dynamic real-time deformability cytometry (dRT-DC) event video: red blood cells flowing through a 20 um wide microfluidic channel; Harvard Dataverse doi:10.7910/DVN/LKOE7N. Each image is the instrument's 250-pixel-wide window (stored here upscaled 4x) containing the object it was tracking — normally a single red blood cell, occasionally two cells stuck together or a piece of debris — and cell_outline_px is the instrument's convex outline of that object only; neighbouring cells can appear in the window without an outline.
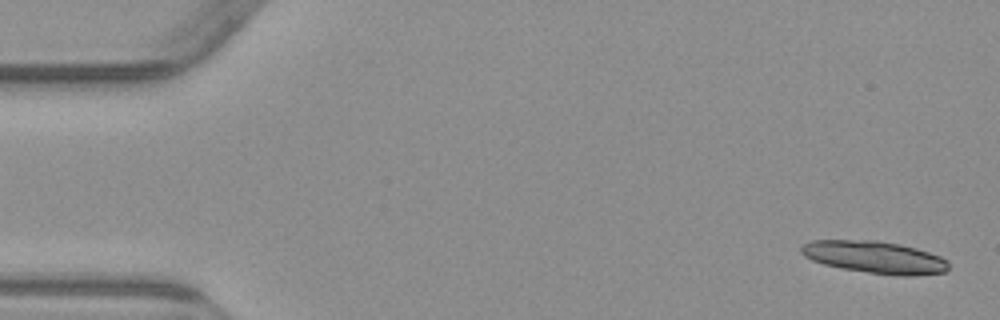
{"species": "common noctule bat (a hibernating species)", "species_latin": "Nyctalus noctula", "temperature_condition": "warm", "stored_images_in_passage": 8, "camera_frame_rate_fps": 3000, "um_per_image_px": 0.085, "animal": {"sex": "male", "body_mass_g": 23.1, "forearm_length_mm": 52.7}, "frame": {"image": 1, "passage_image": 1, "time_ms": 0.0, "image_size_px": [1000, 320], "cell_outline_px": [[948, 268], [944, 272], [916, 276], [900, 276], [868, 272], [840, 268], [824, 264], [812, 260], [804, 256], [800, 252], [800, 248], [804, 244], [812, 240], [876, 240], [900, 244], [916, 248], [940, 256], [948, 260]], "centroid_in_image_um": [74.35, 21.86], "position_along_channel_um": 10.6, "area_um2": 27.74}}
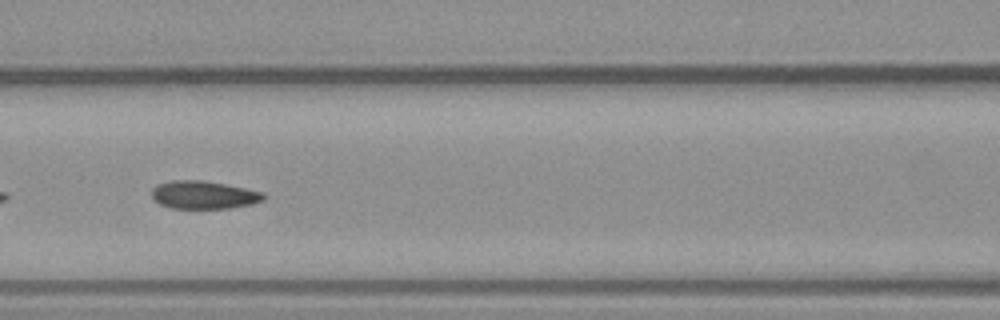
{"frame": {"image": 2, "passage_image": 7, "time_ms": 7.333, "image_size_px": [1000, 320], "cell_outline_px": [[268, 196], [264, 200], [252, 204], [228, 208], [172, 208], [160, 204], [152, 196], [152, 188], [156, 184], [172, 180], [200, 180], [224, 184], [264, 192]], "centroid_in_image_um": [17.34, 16.56], "position_along_channel_um": 149.3, "area_um2": 18.21}}
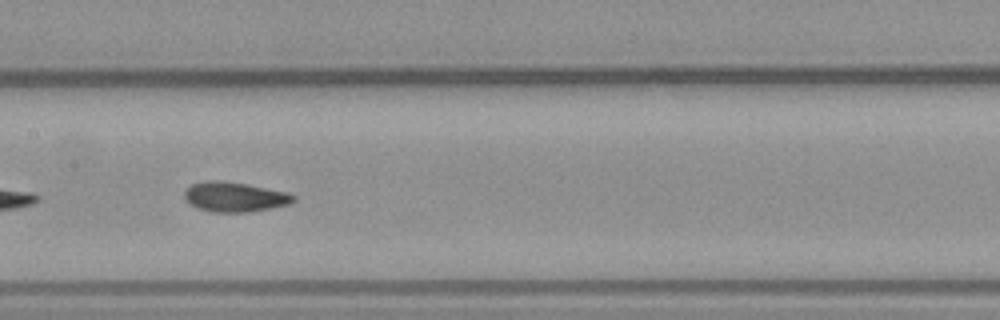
{"frame": {"image": 3, "passage_image": 8, "time_ms": 8.333, "image_size_px": [1000, 320], "cell_outline_px": [[296, 200], [288, 204], [272, 208], [248, 212], [212, 212], [200, 208], [192, 204], [184, 196], [184, 192], [192, 184], [208, 180], [220, 180], [248, 184], [288, 192], [296, 196]], "centroid_in_image_um": [20.0, 16.73], "position_along_channel_um": 187.4, "area_um2": 18.84}}